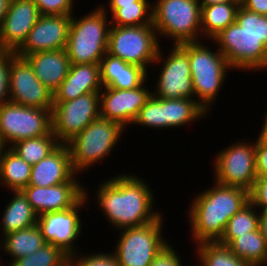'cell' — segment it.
I'll use <instances>...</instances> for the list:
<instances>
[{
	"instance_id": "obj_17",
	"label": "cell",
	"mask_w": 267,
	"mask_h": 266,
	"mask_svg": "<svg viewBox=\"0 0 267 266\" xmlns=\"http://www.w3.org/2000/svg\"><path fill=\"white\" fill-rule=\"evenodd\" d=\"M72 15H41L16 55L66 49Z\"/></svg>"
},
{
	"instance_id": "obj_40",
	"label": "cell",
	"mask_w": 267,
	"mask_h": 266,
	"mask_svg": "<svg viewBox=\"0 0 267 266\" xmlns=\"http://www.w3.org/2000/svg\"><path fill=\"white\" fill-rule=\"evenodd\" d=\"M249 199L258 210H267V176H257Z\"/></svg>"
},
{
	"instance_id": "obj_50",
	"label": "cell",
	"mask_w": 267,
	"mask_h": 266,
	"mask_svg": "<svg viewBox=\"0 0 267 266\" xmlns=\"http://www.w3.org/2000/svg\"><path fill=\"white\" fill-rule=\"evenodd\" d=\"M1 240V239H0ZM0 252H1V242H0ZM1 254V253H0ZM2 257V254H1V256H0V265L2 264L3 266L5 265V264H3V262H1L3 259L1 258Z\"/></svg>"
},
{
	"instance_id": "obj_13",
	"label": "cell",
	"mask_w": 267,
	"mask_h": 266,
	"mask_svg": "<svg viewBox=\"0 0 267 266\" xmlns=\"http://www.w3.org/2000/svg\"><path fill=\"white\" fill-rule=\"evenodd\" d=\"M99 117V93H87L74 100L53 102L52 132L59 144H67Z\"/></svg>"
},
{
	"instance_id": "obj_45",
	"label": "cell",
	"mask_w": 267,
	"mask_h": 266,
	"mask_svg": "<svg viewBox=\"0 0 267 266\" xmlns=\"http://www.w3.org/2000/svg\"><path fill=\"white\" fill-rule=\"evenodd\" d=\"M259 230L267 241V210H259Z\"/></svg>"
},
{
	"instance_id": "obj_11",
	"label": "cell",
	"mask_w": 267,
	"mask_h": 266,
	"mask_svg": "<svg viewBox=\"0 0 267 266\" xmlns=\"http://www.w3.org/2000/svg\"><path fill=\"white\" fill-rule=\"evenodd\" d=\"M51 111L13 102L0 106V136L7 147L17 141L37 138L52 132Z\"/></svg>"
},
{
	"instance_id": "obj_8",
	"label": "cell",
	"mask_w": 267,
	"mask_h": 266,
	"mask_svg": "<svg viewBox=\"0 0 267 266\" xmlns=\"http://www.w3.org/2000/svg\"><path fill=\"white\" fill-rule=\"evenodd\" d=\"M164 213L149 224L118 230L113 251L120 266H149L157 253L168 242L162 232Z\"/></svg>"
},
{
	"instance_id": "obj_51",
	"label": "cell",
	"mask_w": 267,
	"mask_h": 266,
	"mask_svg": "<svg viewBox=\"0 0 267 266\" xmlns=\"http://www.w3.org/2000/svg\"><path fill=\"white\" fill-rule=\"evenodd\" d=\"M5 52L1 49L0 47V57L4 54Z\"/></svg>"
},
{
	"instance_id": "obj_49",
	"label": "cell",
	"mask_w": 267,
	"mask_h": 266,
	"mask_svg": "<svg viewBox=\"0 0 267 266\" xmlns=\"http://www.w3.org/2000/svg\"><path fill=\"white\" fill-rule=\"evenodd\" d=\"M7 145L5 144V142L2 140L1 136H0V161H1V157L3 156L4 151L7 149Z\"/></svg>"
},
{
	"instance_id": "obj_24",
	"label": "cell",
	"mask_w": 267,
	"mask_h": 266,
	"mask_svg": "<svg viewBox=\"0 0 267 266\" xmlns=\"http://www.w3.org/2000/svg\"><path fill=\"white\" fill-rule=\"evenodd\" d=\"M12 197L5 206L0 221V231L5 234L26 229L37 224L38 215L21 191H11Z\"/></svg>"
},
{
	"instance_id": "obj_48",
	"label": "cell",
	"mask_w": 267,
	"mask_h": 266,
	"mask_svg": "<svg viewBox=\"0 0 267 266\" xmlns=\"http://www.w3.org/2000/svg\"><path fill=\"white\" fill-rule=\"evenodd\" d=\"M200 6H209L212 4L217 3H224V2H241V0H198Z\"/></svg>"
},
{
	"instance_id": "obj_30",
	"label": "cell",
	"mask_w": 267,
	"mask_h": 266,
	"mask_svg": "<svg viewBox=\"0 0 267 266\" xmlns=\"http://www.w3.org/2000/svg\"><path fill=\"white\" fill-rule=\"evenodd\" d=\"M195 249L197 266H255L238 258L228 246L218 242H202Z\"/></svg>"
},
{
	"instance_id": "obj_28",
	"label": "cell",
	"mask_w": 267,
	"mask_h": 266,
	"mask_svg": "<svg viewBox=\"0 0 267 266\" xmlns=\"http://www.w3.org/2000/svg\"><path fill=\"white\" fill-rule=\"evenodd\" d=\"M166 129L191 125L211 115L195 100L188 98L165 99Z\"/></svg>"
},
{
	"instance_id": "obj_41",
	"label": "cell",
	"mask_w": 267,
	"mask_h": 266,
	"mask_svg": "<svg viewBox=\"0 0 267 266\" xmlns=\"http://www.w3.org/2000/svg\"><path fill=\"white\" fill-rule=\"evenodd\" d=\"M9 70L10 53H4L0 57V106L9 101Z\"/></svg>"
},
{
	"instance_id": "obj_4",
	"label": "cell",
	"mask_w": 267,
	"mask_h": 266,
	"mask_svg": "<svg viewBox=\"0 0 267 266\" xmlns=\"http://www.w3.org/2000/svg\"><path fill=\"white\" fill-rule=\"evenodd\" d=\"M202 41L189 43V63L195 100L208 112L216 102L228 70H233L221 51ZM213 103V104H212Z\"/></svg>"
},
{
	"instance_id": "obj_12",
	"label": "cell",
	"mask_w": 267,
	"mask_h": 266,
	"mask_svg": "<svg viewBox=\"0 0 267 266\" xmlns=\"http://www.w3.org/2000/svg\"><path fill=\"white\" fill-rule=\"evenodd\" d=\"M230 145V146H229ZM223 148L212 160L214 180L226 186L250 191L257 178L255 169V142L240 140Z\"/></svg>"
},
{
	"instance_id": "obj_21",
	"label": "cell",
	"mask_w": 267,
	"mask_h": 266,
	"mask_svg": "<svg viewBox=\"0 0 267 266\" xmlns=\"http://www.w3.org/2000/svg\"><path fill=\"white\" fill-rule=\"evenodd\" d=\"M102 89L100 63L71 64L68 75L53 93V102L74 100L87 93H99Z\"/></svg>"
},
{
	"instance_id": "obj_16",
	"label": "cell",
	"mask_w": 267,
	"mask_h": 266,
	"mask_svg": "<svg viewBox=\"0 0 267 266\" xmlns=\"http://www.w3.org/2000/svg\"><path fill=\"white\" fill-rule=\"evenodd\" d=\"M146 82L147 79L134 89L103 87L99 92L100 117L120 123L124 128L133 126L140 109L152 95Z\"/></svg>"
},
{
	"instance_id": "obj_6",
	"label": "cell",
	"mask_w": 267,
	"mask_h": 266,
	"mask_svg": "<svg viewBox=\"0 0 267 266\" xmlns=\"http://www.w3.org/2000/svg\"><path fill=\"white\" fill-rule=\"evenodd\" d=\"M200 16L201 6L198 0L153 2V26L158 38L171 39L174 45L203 40Z\"/></svg>"
},
{
	"instance_id": "obj_31",
	"label": "cell",
	"mask_w": 267,
	"mask_h": 266,
	"mask_svg": "<svg viewBox=\"0 0 267 266\" xmlns=\"http://www.w3.org/2000/svg\"><path fill=\"white\" fill-rule=\"evenodd\" d=\"M259 227V210L249 201L228 221L219 244L229 246L238 235L257 230Z\"/></svg>"
},
{
	"instance_id": "obj_35",
	"label": "cell",
	"mask_w": 267,
	"mask_h": 266,
	"mask_svg": "<svg viewBox=\"0 0 267 266\" xmlns=\"http://www.w3.org/2000/svg\"><path fill=\"white\" fill-rule=\"evenodd\" d=\"M133 125L145 126L151 129H166L165 99L151 97L140 109L139 114Z\"/></svg>"
},
{
	"instance_id": "obj_23",
	"label": "cell",
	"mask_w": 267,
	"mask_h": 266,
	"mask_svg": "<svg viewBox=\"0 0 267 266\" xmlns=\"http://www.w3.org/2000/svg\"><path fill=\"white\" fill-rule=\"evenodd\" d=\"M100 73L103 87L115 89L137 88L150 77L142 67L128 64L108 52L100 61Z\"/></svg>"
},
{
	"instance_id": "obj_1",
	"label": "cell",
	"mask_w": 267,
	"mask_h": 266,
	"mask_svg": "<svg viewBox=\"0 0 267 266\" xmlns=\"http://www.w3.org/2000/svg\"><path fill=\"white\" fill-rule=\"evenodd\" d=\"M148 183L140 176L122 172L98 186L95 203L113 228L121 230L143 226L162 214L154 210L155 192Z\"/></svg>"
},
{
	"instance_id": "obj_5",
	"label": "cell",
	"mask_w": 267,
	"mask_h": 266,
	"mask_svg": "<svg viewBox=\"0 0 267 266\" xmlns=\"http://www.w3.org/2000/svg\"><path fill=\"white\" fill-rule=\"evenodd\" d=\"M124 130L126 129L120 123L101 117L88 124L67 143L75 172L83 174L88 168H93V165L111 156L120 137L125 133Z\"/></svg>"
},
{
	"instance_id": "obj_26",
	"label": "cell",
	"mask_w": 267,
	"mask_h": 266,
	"mask_svg": "<svg viewBox=\"0 0 267 266\" xmlns=\"http://www.w3.org/2000/svg\"><path fill=\"white\" fill-rule=\"evenodd\" d=\"M240 5L241 2H224L201 6L200 17L203 39L212 41L230 24H233Z\"/></svg>"
},
{
	"instance_id": "obj_36",
	"label": "cell",
	"mask_w": 267,
	"mask_h": 266,
	"mask_svg": "<svg viewBox=\"0 0 267 266\" xmlns=\"http://www.w3.org/2000/svg\"><path fill=\"white\" fill-rule=\"evenodd\" d=\"M235 22L247 33L255 35L267 47V16L239 6Z\"/></svg>"
},
{
	"instance_id": "obj_10",
	"label": "cell",
	"mask_w": 267,
	"mask_h": 266,
	"mask_svg": "<svg viewBox=\"0 0 267 266\" xmlns=\"http://www.w3.org/2000/svg\"><path fill=\"white\" fill-rule=\"evenodd\" d=\"M211 42L227 58L233 70H267V47L255 35L247 34L236 22Z\"/></svg>"
},
{
	"instance_id": "obj_29",
	"label": "cell",
	"mask_w": 267,
	"mask_h": 266,
	"mask_svg": "<svg viewBox=\"0 0 267 266\" xmlns=\"http://www.w3.org/2000/svg\"><path fill=\"white\" fill-rule=\"evenodd\" d=\"M232 253L255 266H267V241L259 228L238 237L228 246Z\"/></svg>"
},
{
	"instance_id": "obj_44",
	"label": "cell",
	"mask_w": 267,
	"mask_h": 266,
	"mask_svg": "<svg viewBox=\"0 0 267 266\" xmlns=\"http://www.w3.org/2000/svg\"><path fill=\"white\" fill-rule=\"evenodd\" d=\"M139 0H109L108 3L106 4V6H110L109 8L106 7L104 4L100 5L101 9L105 12V13H111V15L118 9L121 7V5H128V4H133V2H138ZM110 10V12H108Z\"/></svg>"
},
{
	"instance_id": "obj_37",
	"label": "cell",
	"mask_w": 267,
	"mask_h": 266,
	"mask_svg": "<svg viewBox=\"0 0 267 266\" xmlns=\"http://www.w3.org/2000/svg\"><path fill=\"white\" fill-rule=\"evenodd\" d=\"M69 256V266H120L117 257L111 252H94ZM89 254V255H88Z\"/></svg>"
},
{
	"instance_id": "obj_2",
	"label": "cell",
	"mask_w": 267,
	"mask_h": 266,
	"mask_svg": "<svg viewBox=\"0 0 267 266\" xmlns=\"http://www.w3.org/2000/svg\"><path fill=\"white\" fill-rule=\"evenodd\" d=\"M194 198L187 217L195 245L218 242L229 219L250 201L248 190L216 182Z\"/></svg>"
},
{
	"instance_id": "obj_39",
	"label": "cell",
	"mask_w": 267,
	"mask_h": 266,
	"mask_svg": "<svg viewBox=\"0 0 267 266\" xmlns=\"http://www.w3.org/2000/svg\"><path fill=\"white\" fill-rule=\"evenodd\" d=\"M170 242H167L162 249L157 253L149 266H184L182 265L180 257L177 250L173 248Z\"/></svg>"
},
{
	"instance_id": "obj_34",
	"label": "cell",
	"mask_w": 267,
	"mask_h": 266,
	"mask_svg": "<svg viewBox=\"0 0 267 266\" xmlns=\"http://www.w3.org/2000/svg\"><path fill=\"white\" fill-rule=\"evenodd\" d=\"M6 266H69V256L59 247L46 243L31 255L8 261Z\"/></svg>"
},
{
	"instance_id": "obj_32",
	"label": "cell",
	"mask_w": 267,
	"mask_h": 266,
	"mask_svg": "<svg viewBox=\"0 0 267 266\" xmlns=\"http://www.w3.org/2000/svg\"><path fill=\"white\" fill-rule=\"evenodd\" d=\"M59 145L56 136L51 132L37 138L17 141L9 148L28 164L34 165L44 159Z\"/></svg>"
},
{
	"instance_id": "obj_18",
	"label": "cell",
	"mask_w": 267,
	"mask_h": 266,
	"mask_svg": "<svg viewBox=\"0 0 267 266\" xmlns=\"http://www.w3.org/2000/svg\"><path fill=\"white\" fill-rule=\"evenodd\" d=\"M33 0H10L8 11L0 24V47L6 53H15L40 17Z\"/></svg>"
},
{
	"instance_id": "obj_15",
	"label": "cell",
	"mask_w": 267,
	"mask_h": 266,
	"mask_svg": "<svg viewBox=\"0 0 267 266\" xmlns=\"http://www.w3.org/2000/svg\"><path fill=\"white\" fill-rule=\"evenodd\" d=\"M9 101L27 107L52 110L53 93L36 77L28 60L10 53Z\"/></svg>"
},
{
	"instance_id": "obj_42",
	"label": "cell",
	"mask_w": 267,
	"mask_h": 266,
	"mask_svg": "<svg viewBox=\"0 0 267 266\" xmlns=\"http://www.w3.org/2000/svg\"><path fill=\"white\" fill-rule=\"evenodd\" d=\"M255 169L257 176H267V143L255 140Z\"/></svg>"
},
{
	"instance_id": "obj_7",
	"label": "cell",
	"mask_w": 267,
	"mask_h": 266,
	"mask_svg": "<svg viewBox=\"0 0 267 266\" xmlns=\"http://www.w3.org/2000/svg\"><path fill=\"white\" fill-rule=\"evenodd\" d=\"M159 43L161 44L153 25H111L107 52L128 64L142 67L149 73L148 68L156 60L161 46Z\"/></svg>"
},
{
	"instance_id": "obj_43",
	"label": "cell",
	"mask_w": 267,
	"mask_h": 266,
	"mask_svg": "<svg viewBox=\"0 0 267 266\" xmlns=\"http://www.w3.org/2000/svg\"><path fill=\"white\" fill-rule=\"evenodd\" d=\"M241 5L249 11L267 16V0H241Z\"/></svg>"
},
{
	"instance_id": "obj_3",
	"label": "cell",
	"mask_w": 267,
	"mask_h": 266,
	"mask_svg": "<svg viewBox=\"0 0 267 266\" xmlns=\"http://www.w3.org/2000/svg\"><path fill=\"white\" fill-rule=\"evenodd\" d=\"M74 15H72L66 45L70 63H100L108 49L111 27L108 14L97 6L80 18Z\"/></svg>"
},
{
	"instance_id": "obj_9",
	"label": "cell",
	"mask_w": 267,
	"mask_h": 266,
	"mask_svg": "<svg viewBox=\"0 0 267 266\" xmlns=\"http://www.w3.org/2000/svg\"><path fill=\"white\" fill-rule=\"evenodd\" d=\"M164 56L161 47L154 64H161L152 95L163 99H195L189 63V43L171 45ZM163 55V56H162ZM166 59H165V58Z\"/></svg>"
},
{
	"instance_id": "obj_27",
	"label": "cell",
	"mask_w": 267,
	"mask_h": 266,
	"mask_svg": "<svg viewBox=\"0 0 267 266\" xmlns=\"http://www.w3.org/2000/svg\"><path fill=\"white\" fill-rule=\"evenodd\" d=\"M31 170L32 165L8 147L0 161L1 187L5 186L10 192L21 191L29 185Z\"/></svg>"
},
{
	"instance_id": "obj_19",
	"label": "cell",
	"mask_w": 267,
	"mask_h": 266,
	"mask_svg": "<svg viewBox=\"0 0 267 266\" xmlns=\"http://www.w3.org/2000/svg\"><path fill=\"white\" fill-rule=\"evenodd\" d=\"M75 175L70 181L50 187L27 186L21 190L38 216L73 207L84 195L82 182ZM76 177V178H75Z\"/></svg>"
},
{
	"instance_id": "obj_33",
	"label": "cell",
	"mask_w": 267,
	"mask_h": 266,
	"mask_svg": "<svg viewBox=\"0 0 267 266\" xmlns=\"http://www.w3.org/2000/svg\"><path fill=\"white\" fill-rule=\"evenodd\" d=\"M139 0L133 4L121 5L111 15V25L123 26H144L153 25V2Z\"/></svg>"
},
{
	"instance_id": "obj_47",
	"label": "cell",
	"mask_w": 267,
	"mask_h": 266,
	"mask_svg": "<svg viewBox=\"0 0 267 266\" xmlns=\"http://www.w3.org/2000/svg\"><path fill=\"white\" fill-rule=\"evenodd\" d=\"M10 0H0V24L8 11Z\"/></svg>"
},
{
	"instance_id": "obj_14",
	"label": "cell",
	"mask_w": 267,
	"mask_h": 266,
	"mask_svg": "<svg viewBox=\"0 0 267 266\" xmlns=\"http://www.w3.org/2000/svg\"><path fill=\"white\" fill-rule=\"evenodd\" d=\"M88 190L85 195L71 208L63 211L47 212L38 216L37 225L47 243L59 247L71 256L79 250L76 241L81 236V211L89 200Z\"/></svg>"
},
{
	"instance_id": "obj_25",
	"label": "cell",
	"mask_w": 267,
	"mask_h": 266,
	"mask_svg": "<svg viewBox=\"0 0 267 266\" xmlns=\"http://www.w3.org/2000/svg\"><path fill=\"white\" fill-rule=\"evenodd\" d=\"M3 254L10 256L11 261L33 254L47 242L38 225L5 234L0 237ZM5 252V253H4Z\"/></svg>"
},
{
	"instance_id": "obj_20",
	"label": "cell",
	"mask_w": 267,
	"mask_h": 266,
	"mask_svg": "<svg viewBox=\"0 0 267 266\" xmlns=\"http://www.w3.org/2000/svg\"><path fill=\"white\" fill-rule=\"evenodd\" d=\"M76 174L67 144H59L44 159L32 165L28 186L50 187L68 182Z\"/></svg>"
},
{
	"instance_id": "obj_38",
	"label": "cell",
	"mask_w": 267,
	"mask_h": 266,
	"mask_svg": "<svg viewBox=\"0 0 267 266\" xmlns=\"http://www.w3.org/2000/svg\"><path fill=\"white\" fill-rule=\"evenodd\" d=\"M40 15H73L74 0H33Z\"/></svg>"
},
{
	"instance_id": "obj_22",
	"label": "cell",
	"mask_w": 267,
	"mask_h": 266,
	"mask_svg": "<svg viewBox=\"0 0 267 266\" xmlns=\"http://www.w3.org/2000/svg\"><path fill=\"white\" fill-rule=\"evenodd\" d=\"M25 58L32 66L36 77L52 93L66 78L71 66L66 49L40 51Z\"/></svg>"
},
{
	"instance_id": "obj_46",
	"label": "cell",
	"mask_w": 267,
	"mask_h": 266,
	"mask_svg": "<svg viewBox=\"0 0 267 266\" xmlns=\"http://www.w3.org/2000/svg\"><path fill=\"white\" fill-rule=\"evenodd\" d=\"M262 119H264L262 122L263 125L262 128L260 129V132H259V135H258V138L263 141V142H266L267 143V111H266V114L264 116V118L262 117Z\"/></svg>"
}]
</instances>
